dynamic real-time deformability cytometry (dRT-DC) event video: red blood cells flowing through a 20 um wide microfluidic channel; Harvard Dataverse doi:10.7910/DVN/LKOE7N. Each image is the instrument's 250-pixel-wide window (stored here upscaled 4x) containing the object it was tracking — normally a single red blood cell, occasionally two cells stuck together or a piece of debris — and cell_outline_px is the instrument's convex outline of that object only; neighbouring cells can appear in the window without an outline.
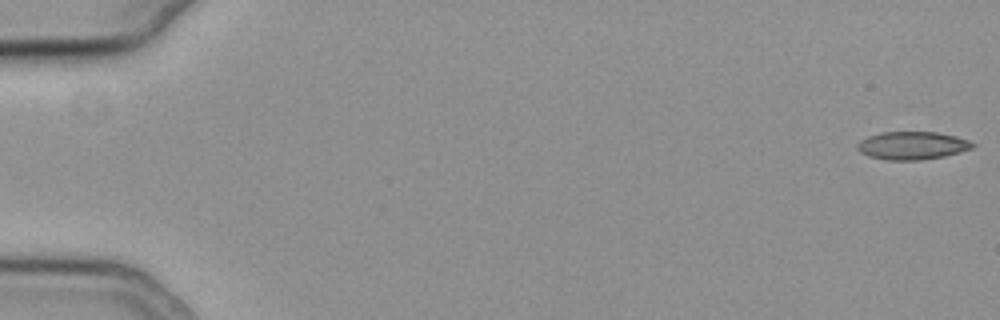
{"species": "common noctule bat (a hibernating species)", "species_latin": "Nyctalus noctula", "temperature_condition": "cold", "stored_images_in_passage": 52, "camera_frame_rate_fps": 3000, "um_per_image_px": 0.085, "animal": {"sex": "female", "body_mass_g": 19.3, "forearm_length_mm": 54.1}, "frame": {"image": 1, "passage_image": 1, "time_ms": 0.0, "image_size_px": [1000, 320], "cell_outline_px": [[976, 144], [972, 148], [960, 152], [944, 156], [920, 160], [884, 160], [868, 156], [860, 152], [856, 148], [856, 144], [860, 140], [868, 136], [880, 132], [936, 132], [956, 136], [968, 140]], "centroid_in_image_um": [77.51, 12.37], "position_along_channel_um": 7.5, "area_um2": 18.9}}
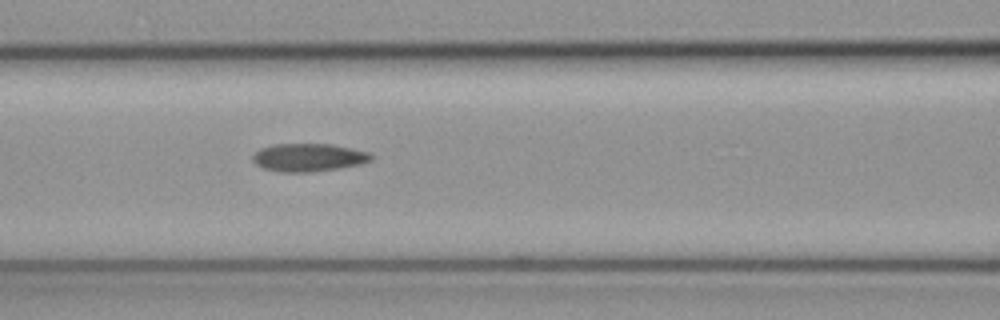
{"frame": {"image": 2, "passage_image": 25, "time_ms": 8.0, "image_size_px": [1000, 320], "cell_outline_px": [[372, 160], [360, 164], [340, 168], [308, 172], [280, 172], [264, 168], [256, 164], [252, 160], [252, 156], [260, 148], [276, 144], [332, 144], [368, 152], [372, 156]], "centroid_in_image_um": [26.21, 13.38], "position_along_channel_um": 140.4, "area_um2": 19.19}}
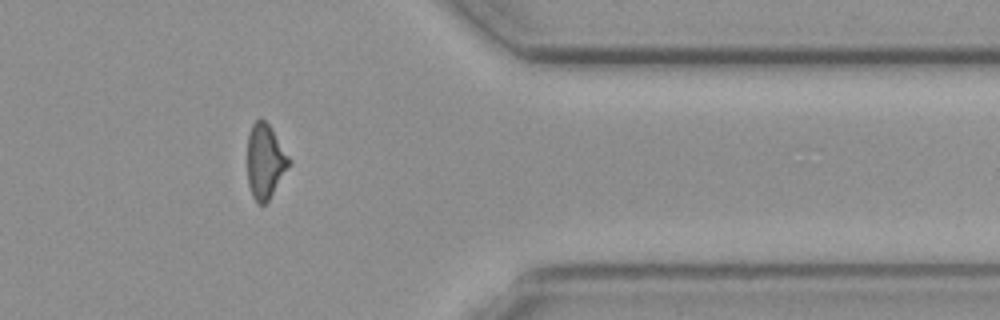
{"frame": {"image": 3, "passage_image": 46, "time_ms": 15.0, "image_size_px": [1000, 320], "cell_outline_px": [[292, 160], [268, 200], [264, 204], [256, 204], [252, 196], [248, 184], [248, 136], [252, 124], [256, 120], [264, 120], [268, 124]], "centroid_in_image_um": [22.52, 13.72], "position_along_channel_um": 388.9, "area_um2": 17.74}, "authors_computed_cell_mechanics": {"area_um2": 19.0162, "velocity_mm_per_s": 3.7817, "shape_relaxation_time_tau1_ms": 8.2444, "shape_relaxation_time_tau2_ms": 4.5437, "deformation_change_tau1": 0.1836, "deformation_change_tau2": 0.1148}}